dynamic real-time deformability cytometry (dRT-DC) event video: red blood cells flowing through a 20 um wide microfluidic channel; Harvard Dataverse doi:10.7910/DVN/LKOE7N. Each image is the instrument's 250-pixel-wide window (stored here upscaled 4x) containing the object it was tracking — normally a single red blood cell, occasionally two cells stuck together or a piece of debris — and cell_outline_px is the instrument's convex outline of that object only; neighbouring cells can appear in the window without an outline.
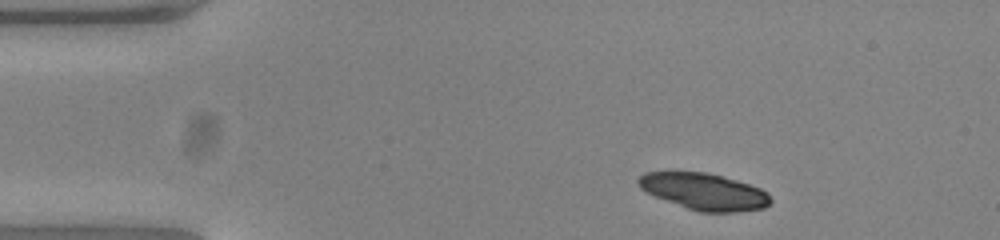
{"species": "common noctule bat (a hibernating species)", "species_latin": "Nyctalus noctula", "temperature_condition": "warm", "stored_images_in_passage": 8, "camera_frame_rate_fps": 3000, "um_per_image_px": 0.085, "animal": {"sex": "female", "body_mass_g": 23.0, "forearm_length_mm": 53.4}, "frame": {"image": 1, "passage_image": 1, "time_ms": 0.0, "image_size_px": [1000, 240], "cell_outline_px": [[772, 200], [764, 208], [736, 212], [700, 212], [688, 208], [656, 196], [640, 188], [636, 180], [644, 172], [672, 168], [708, 172], [736, 180], [760, 188], [768, 192]], "centroid_in_image_um": [59.79, 16.22], "position_along_channel_um": 25.2, "area_um2": 28.9}}